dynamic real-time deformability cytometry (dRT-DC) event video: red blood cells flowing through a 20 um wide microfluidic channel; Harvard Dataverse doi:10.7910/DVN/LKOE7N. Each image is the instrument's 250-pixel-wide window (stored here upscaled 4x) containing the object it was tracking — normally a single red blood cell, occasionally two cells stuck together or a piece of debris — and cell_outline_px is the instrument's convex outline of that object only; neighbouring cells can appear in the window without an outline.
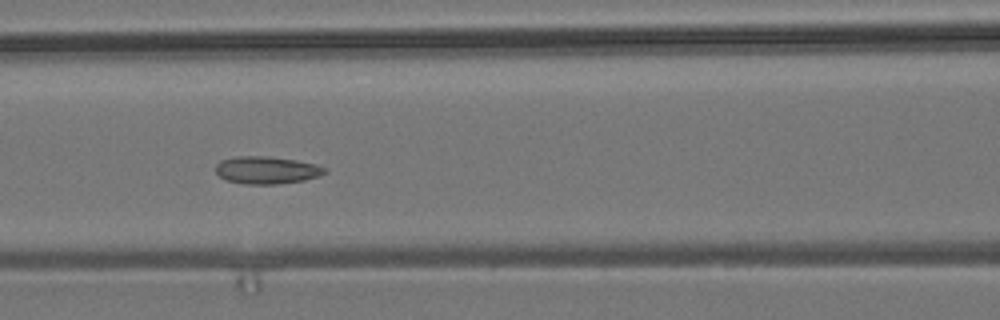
{"species": "common noctule bat (a hibernating species)", "species_latin": "Nyctalus noctula", "temperature_condition": "room temperature", "stored_images_in_passage": 16, "camera_frame_rate_fps": 3000, "um_per_image_px": 0.085, "animal": {"sex": "male", "body_mass_g": 19.2, "forearm_length_mm": 51.8}, "frame": {"image": 1, "passage_image": 10, "time_ms": 3.0, "image_size_px": [1000, 320], "cell_outline_px": [[328, 172], [320, 176], [304, 180], [276, 184], [244, 184], [224, 180], [216, 172], [216, 164], [220, 160], [236, 156], [268, 156], [296, 160], [316, 164], [328, 168]], "centroid_in_image_um": [22.68, 14.46], "position_along_channel_um": 143.9, "area_um2": 17.69}}
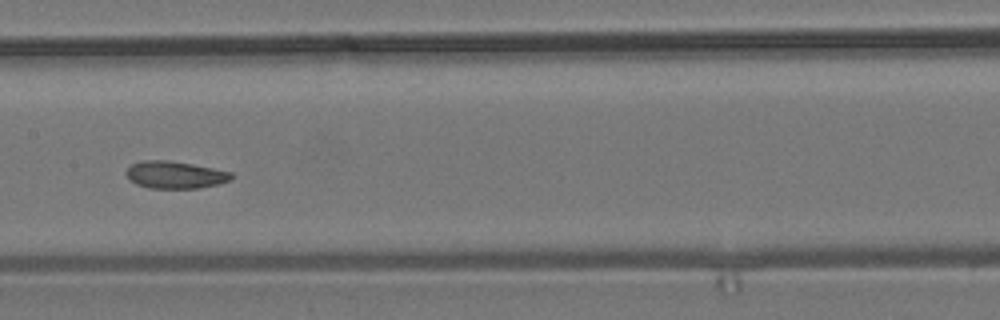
{"frame": {"image": 2, "passage_image": 14, "time_ms": 4.333, "image_size_px": [1000, 320], "cell_outline_px": [[232, 180], [220, 184], [200, 188], [148, 188], [136, 184], [124, 172], [132, 164], [140, 160], [168, 160], [192, 164], [232, 172]], "centroid_in_image_um": [14.9, 14.86], "position_along_channel_um": 192.5, "area_um2": 16.76}}